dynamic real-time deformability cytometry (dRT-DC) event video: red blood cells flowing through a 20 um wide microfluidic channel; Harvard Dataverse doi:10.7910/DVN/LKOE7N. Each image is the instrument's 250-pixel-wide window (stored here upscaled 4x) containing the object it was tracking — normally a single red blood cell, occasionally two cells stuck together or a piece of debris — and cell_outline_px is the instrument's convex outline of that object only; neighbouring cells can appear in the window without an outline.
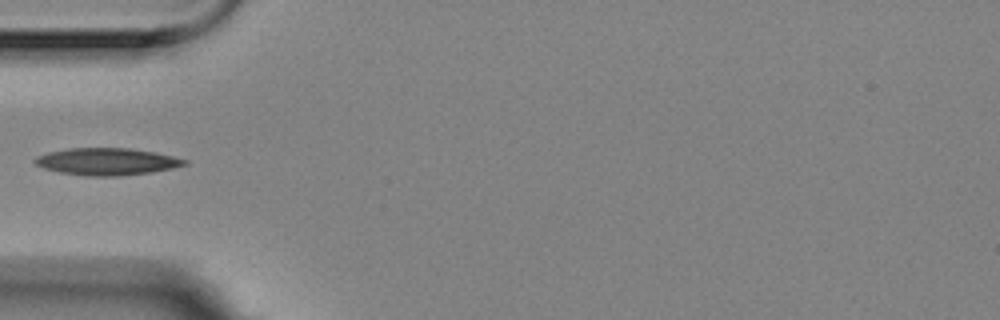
{"species": "Egyptian fruit bat (a non-hibernating species)", "species_latin": "Rousettus aegyptiacus", "temperature_condition": "room temperature", "stored_images_in_passage": 3, "camera_frame_rate_fps": 3000, "um_per_image_px": 0.085, "animal": {"sex": "female"}, "frame": {"image": 1, "passage_image": 3, "time_ms": 0.667, "image_size_px": [1000, 320], "cell_outline_px": [[188, 164], [172, 168], [152, 172], [116, 176], [88, 176], [60, 172], [44, 168], [36, 164], [32, 160], [36, 156], [48, 152], [68, 148], [128, 148], [156, 152], [188, 160]], "centroid_in_image_um": [9.08, 13.73], "position_along_channel_um": 75.9, "area_um2": 23.58}}